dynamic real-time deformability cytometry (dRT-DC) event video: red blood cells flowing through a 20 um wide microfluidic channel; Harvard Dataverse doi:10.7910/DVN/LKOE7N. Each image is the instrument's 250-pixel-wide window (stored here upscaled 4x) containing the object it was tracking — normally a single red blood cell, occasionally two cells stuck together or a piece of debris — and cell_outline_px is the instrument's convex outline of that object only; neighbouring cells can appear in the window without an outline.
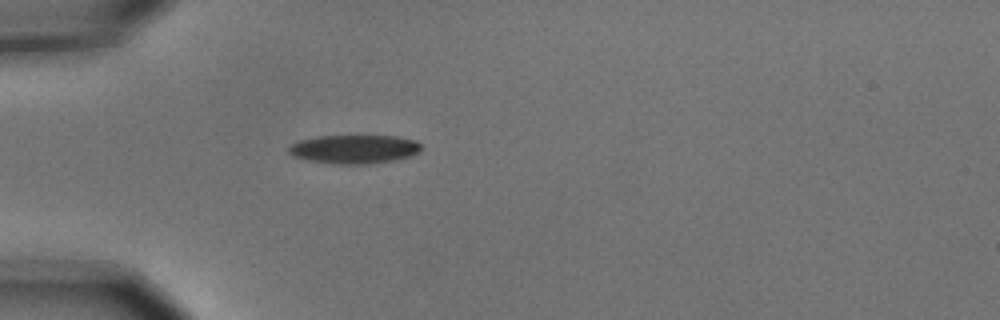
{"species": "common noctule bat (a hibernating species)", "species_latin": "Nyctalus noctula", "temperature_condition": "cold", "stored_images_in_passage": 1, "camera_frame_rate_fps": 3000, "um_per_image_px": 0.085, "animal": {"sex": "male", "body_mass_g": 15.6}, "frame": {"image": 1, "passage_image": 1, "time_ms": 0.0, "image_size_px": [1000, 320], "cell_outline_px": [[424, 148], [420, 152], [412, 156], [396, 160], [368, 164], [332, 164], [308, 160], [292, 156], [288, 152], [288, 148], [292, 144], [300, 140], [316, 136], [396, 136], [416, 140]], "centroid_in_image_um": [30.15, 12.68], "position_along_channel_um": 54.8, "area_um2": 22.48}}